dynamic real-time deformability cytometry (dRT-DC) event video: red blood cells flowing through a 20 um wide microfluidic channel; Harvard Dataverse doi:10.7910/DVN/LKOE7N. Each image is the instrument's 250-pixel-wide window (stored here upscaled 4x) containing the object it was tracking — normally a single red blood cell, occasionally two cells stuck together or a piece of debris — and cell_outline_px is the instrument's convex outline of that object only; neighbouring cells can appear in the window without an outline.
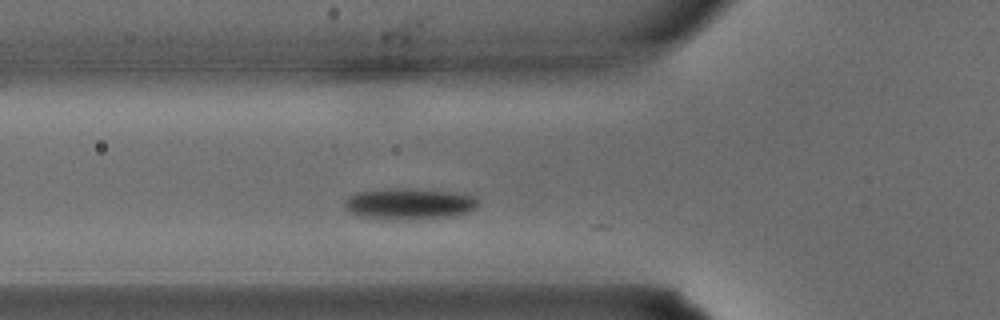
{"species": "common noctule bat (a hibernating species)", "species_latin": "Nyctalus noctula", "temperature_condition": "warm", "stored_images_in_passage": 10, "camera_frame_rate_fps": 3000, "um_per_image_px": 0.085, "animal": {"sex": "male", "body_mass_g": 15.6}, "frame": {"image": 1, "passage_image": 4, "time_ms": 1.0, "image_size_px": [1000, 320], "cell_outline_px": [[476, 208], [468, 212], [452, 216], [416, 220], [380, 220], [356, 216], [348, 212], [344, 204], [344, 200], [348, 196], [356, 192], [388, 188], [416, 188], [448, 192], [472, 196], [476, 200]], "centroid_in_image_um": [34.66, 17.35], "position_along_channel_um": 91.1, "area_um2": 24.8}}
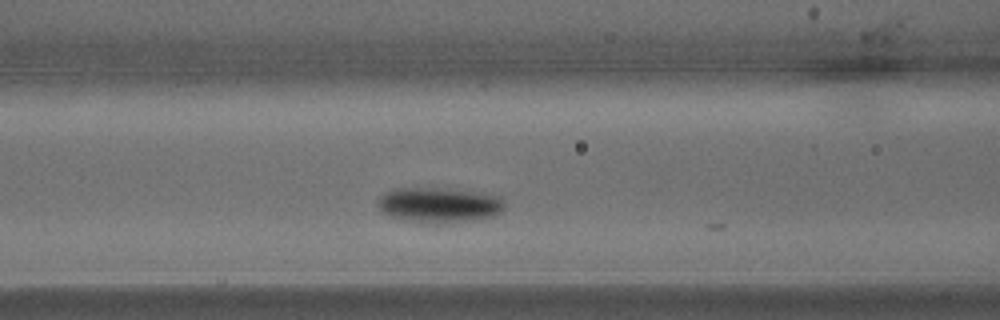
{"frame": {"image": 2, "passage_image": 6, "time_ms": 1.667, "image_size_px": [1000, 320], "cell_outline_px": [[504, 208], [496, 216], [480, 220], [436, 224], [420, 224], [396, 220], [380, 212], [376, 204], [376, 200], [380, 196], [396, 188], [432, 188], [472, 192], [496, 196], [504, 200]], "centroid_in_image_um": [37.24, 17.48], "position_along_channel_um": 129.4, "area_um2": 26.59}}
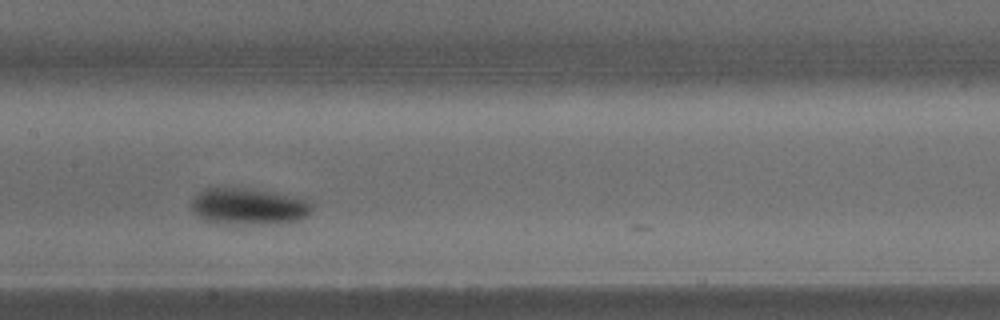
{"frame": {"image": 3, "passage_image": 9, "time_ms": 2.667, "image_size_px": [1000, 320], "cell_outline_px": [[312, 208], [308, 216], [296, 220], [280, 224], [216, 224], [204, 220], [192, 212], [192, 200], [204, 188], [248, 188], [296, 196], [312, 200]], "centroid_in_image_um": [21.16, 17.56], "position_along_channel_um": 186.2, "area_um2": 26.18}}